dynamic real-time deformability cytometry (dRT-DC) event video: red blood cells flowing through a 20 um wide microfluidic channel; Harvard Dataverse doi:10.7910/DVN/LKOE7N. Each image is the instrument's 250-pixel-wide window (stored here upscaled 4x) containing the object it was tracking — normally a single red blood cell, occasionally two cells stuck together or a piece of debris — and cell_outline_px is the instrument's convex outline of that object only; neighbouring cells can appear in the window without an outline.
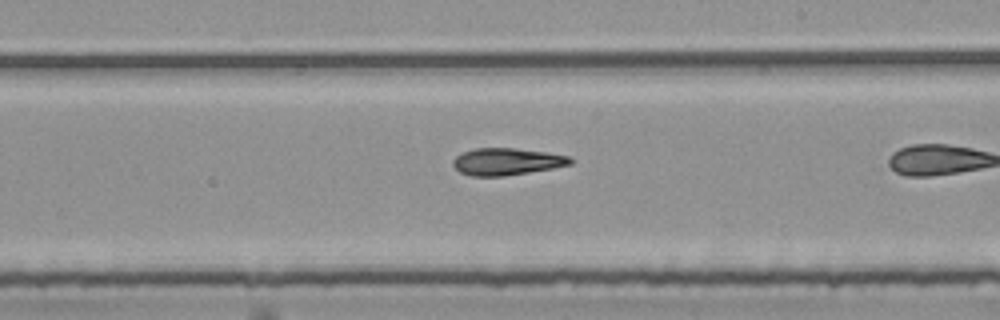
{"species": "common noctule bat (a hibernating species)", "species_latin": "Nyctalus noctula", "temperature_condition": "room temperature", "stored_images_in_passage": 24, "camera_frame_rate_fps": 3000, "um_per_image_px": 0.085, "animal": {"sex": "female", "body_mass_g": 25.1}, "frame": {"image": 1, "passage_image": 14, "time_ms": 4.333, "image_size_px": [1000, 320], "cell_outline_px": [[576, 160], [572, 164], [552, 168], [504, 176], [472, 176], [460, 172], [452, 164], [452, 160], [460, 152], [476, 148], [516, 148], [544, 152], [568, 156]], "centroid_in_image_um": [43.06, 13.73], "position_along_channel_um": 245.9, "area_um2": 18.5}}
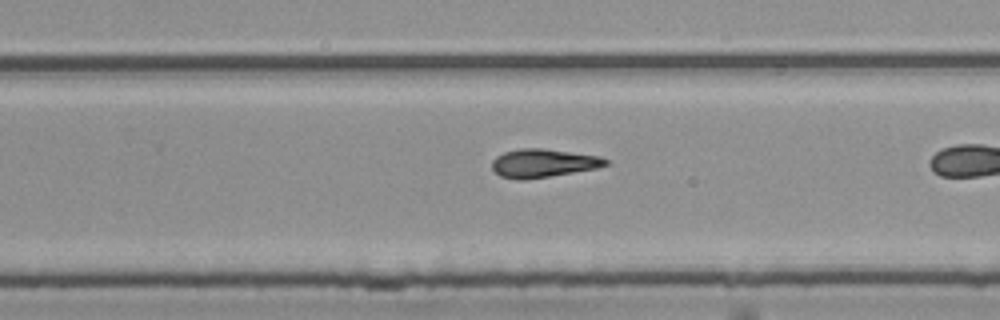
{"frame": {"image": 2, "passage_image": 17, "time_ms": 5.333, "image_size_px": [1000, 320], "cell_outline_px": [[608, 164], [596, 168], [524, 180], [516, 180], [500, 176], [492, 168], [492, 160], [496, 156], [504, 152], [520, 148], [544, 148], [600, 156], [608, 160]], "centroid_in_image_um": [46.14, 13.86], "position_along_channel_um": 283.7, "area_um2": 18.73}}